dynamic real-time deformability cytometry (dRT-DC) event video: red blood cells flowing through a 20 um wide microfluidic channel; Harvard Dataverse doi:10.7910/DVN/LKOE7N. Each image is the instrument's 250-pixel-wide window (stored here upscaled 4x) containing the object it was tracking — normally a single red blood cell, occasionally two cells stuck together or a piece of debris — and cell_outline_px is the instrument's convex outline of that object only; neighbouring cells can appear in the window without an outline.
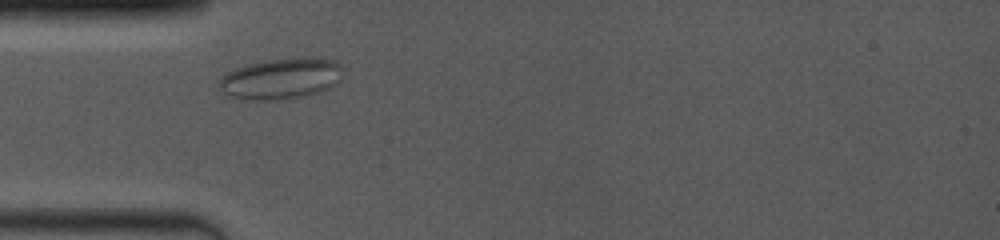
{"species": "common noctule bat (a hibernating species)", "species_latin": "Nyctalus noctula", "temperature_condition": "room temperature", "stored_images_in_passage": 27, "camera_frame_rate_fps": 4000, "um_per_image_px": 0.085, "animal": {"sex": "female", "body_mass_g": 19.0, "forearm_length_mm": 53.3}, "frame": {"image": 1, "passage_image": 3, "time_ms": 1.25, "image_size_px": [1000, 240], "cell_outline_px": [[340, 68], [336, 84], [320, 92], [288, 100], [256, 100], [228, 96], [220, 88], [220, 76], [236, 68], [248, 64], [268, 60], [304, 56], [324, 56], [336, 60], [340, 64]], "centroid_in_image_um": [23.91, 6.66], "position_along_channel_um": 61.1, "area_um2": 29.82}}
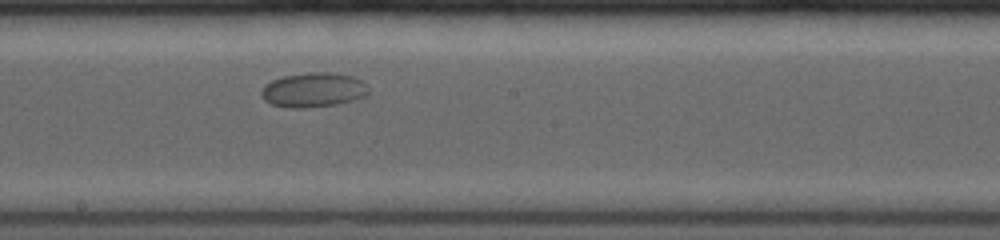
{"frame": {"image": 2, "passage_image": 11, "time_ms": 5.75, "image_size_px": [1000, 240], "cell_outline_px": [[368, 92], [364, 96], [352, 100], [336, 104], [304, 108], [292, 108], [272, 104], [264, 100], [260, 92], [272, 80], [284, 76], [308, 72], [328, 72], [352, 76], [360, 80], [368, 88]], "centroid_in_image_um": [26.63, 7.64], "position_along_channel_um": 221.6, "area_um2": 21.21}}
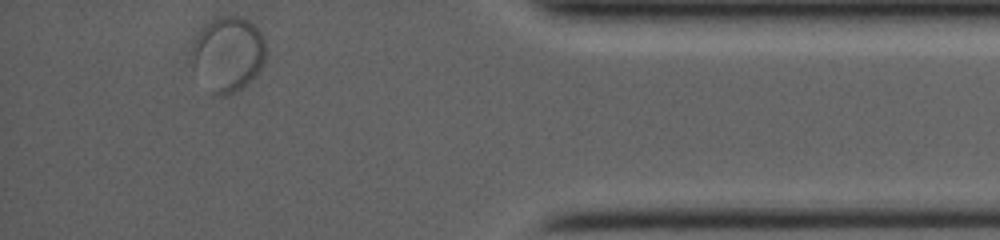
{"frame": {"image": 3, "passage_image": 27, "time_ms": 11.75, "image_size_px": [1000, 240], "cell_outline_px": [[264, 64], [260, 72], [248, 84], [236, 92], [228, 96], [212, 96], [196, 60], [196, 36], [212, 20], [220, 16], [236, 12], [248, 20], [260, 32], [264, 40]], "centroid_in_image_um": [19.51, 4.57], "position_along_channel_um": 415.7, "area_um2": 31.33}}